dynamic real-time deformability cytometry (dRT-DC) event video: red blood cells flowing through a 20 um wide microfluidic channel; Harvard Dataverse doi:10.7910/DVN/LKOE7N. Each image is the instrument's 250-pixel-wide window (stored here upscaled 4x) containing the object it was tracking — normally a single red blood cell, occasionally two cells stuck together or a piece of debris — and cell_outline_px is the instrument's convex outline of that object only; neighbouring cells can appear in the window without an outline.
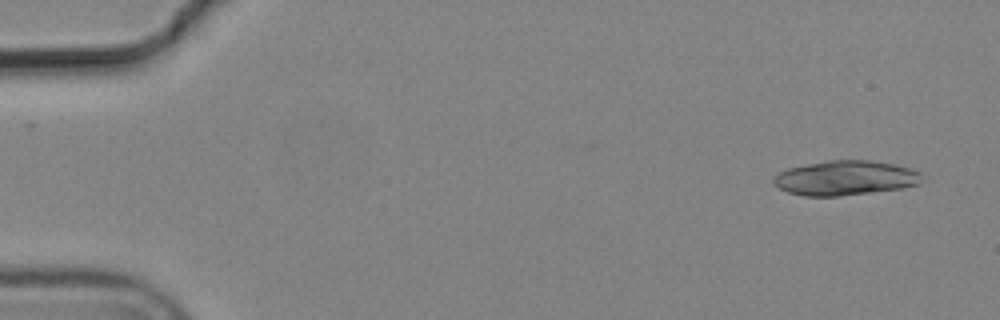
{"species": "common noctule bat (a hibernating species)", "species_latin": "Nyctalus noctula", "temperature_condition": "cold", "stored_images_in_passage": 5, "camera_frame_rate_fps": 3000, "um_per_image_px": 0.085, "animal": {"sex": "male", "body_mass_g": 19.2, "forearm_length_mm": 51.8}, "frame": {"image": 1, "passage_image": 1, "time_ms": 0.0, "image_size_px": [1000, 320], "cell_outline_px": [[920, 184], [904, 188], [840, 196], [804, 196], [788, 192], [780, 188], [772, 180], [780, 172], [788, 168], [828, 160], [868, 160], [892, 164], [908, 168], [920, 172]], "centroid_in_image_um": [71.85, 15.13], "position_along_channel_um": 13.1, "area_um2": 29.65}}
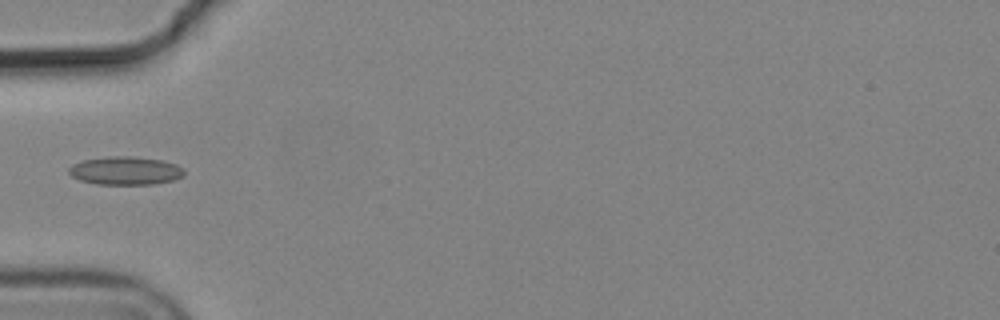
{"frame": {"image": 2, "passage_image": 5, "time_ms": 1.333, "image_size_px": [1000, 320], "cell_outline_px": [[184, 176], [172, 180], [152, 184], [96, 184], [80, 180], [72, 176], [68, 172], [68, 168], [72, 164], [84, 160], [108, 156], [132, 156], [164, 160], [176, 164], [184, 168]], "centroid_in_image_um": [10.67, 14.5], "position_along_channel_um": 74.3, "area_um2": 19.07}}